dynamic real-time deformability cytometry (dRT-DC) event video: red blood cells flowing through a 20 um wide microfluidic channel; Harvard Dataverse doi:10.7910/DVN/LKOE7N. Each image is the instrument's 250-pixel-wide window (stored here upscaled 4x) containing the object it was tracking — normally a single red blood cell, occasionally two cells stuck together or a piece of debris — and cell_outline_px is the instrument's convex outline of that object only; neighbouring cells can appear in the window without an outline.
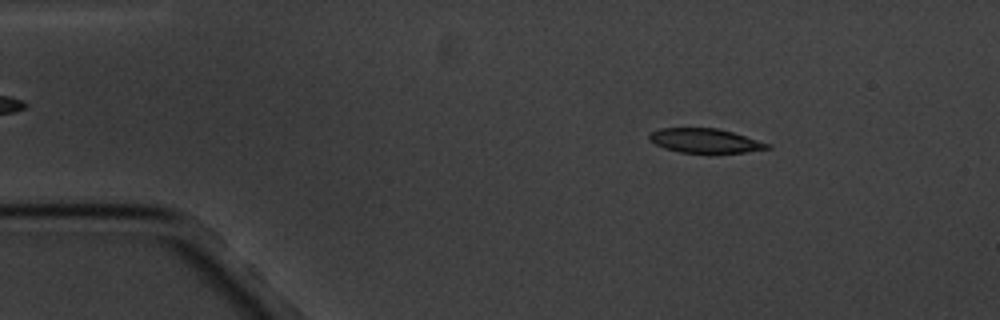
{"species": "common noctule bat (a hibernating species)", "species_latin": "Nyctalus noctula", "temperature_condition": "cold", "stored_images_in_passage": 5, "camera_frame_rate_fps": 3000, "um_per_image_px": 0.085, "animal": {"sex": "male", "body_mass_g": 20.1, "forearm_length_mm": 53.5}, "frame": {"image": 1, "passage_image": 2, "time_ms": 1.0, "image_size_px": [1000, 320], "cell_outline_px": [[772, 148], [744, 152], [680, 152], [664, 148], [648, 140], [648, 136], [652, 132], [660, 128], [716, 128], [732, 132], [772, 144]], "centroid_in_image_um": [59.94, 11.95], "position_along_channel_um": 25.1, "area_um2": 16.53}}
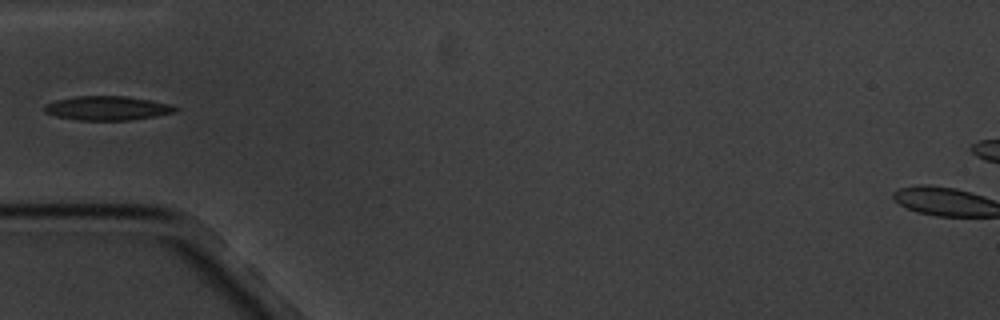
{"frame": {"image": 2, "passage_image": 4, "time_ms": 4.333, "image_size_px": [1000, 320], "cell_outline_px": [[180, 108], [176, 112], [156, 116], [132, 120], [76, 120], [56, 116], [44, 112], [44, 104], [56, 100], [76, 96], [124, 96], [152, 100], [172, 104]], "centroid_in_image_um": [9.16, 9.19], "position_along_channel_um": 75.8, "area_um2": 18.61}}
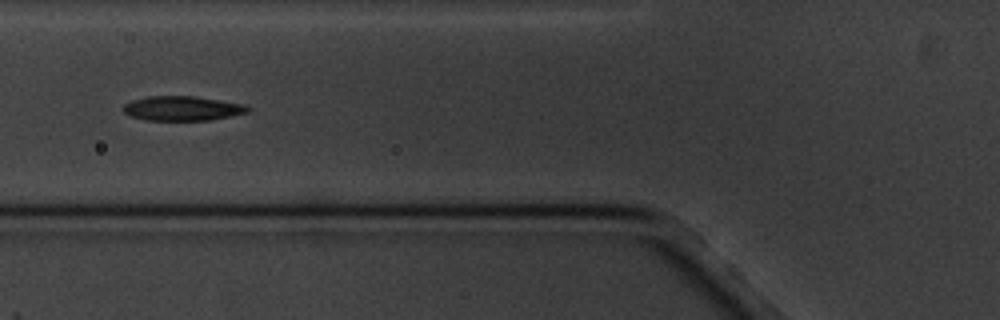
{"frame": {"image": 3, "passage_image": 5, "time_ms": 5.333, "image_size_px": [1000, 320], "cell_outline_px": [[252, 108], [248, 112], [212, 120], [144, 120], [128, 116], [120, 108], [124, 104], [132, 100], [148, 96], [196, 96], [248, 104]], "centroid_in_image_um": [15.51, 9.21], "position_along_channel_um": 110.3, "area_um2": 18.21}}